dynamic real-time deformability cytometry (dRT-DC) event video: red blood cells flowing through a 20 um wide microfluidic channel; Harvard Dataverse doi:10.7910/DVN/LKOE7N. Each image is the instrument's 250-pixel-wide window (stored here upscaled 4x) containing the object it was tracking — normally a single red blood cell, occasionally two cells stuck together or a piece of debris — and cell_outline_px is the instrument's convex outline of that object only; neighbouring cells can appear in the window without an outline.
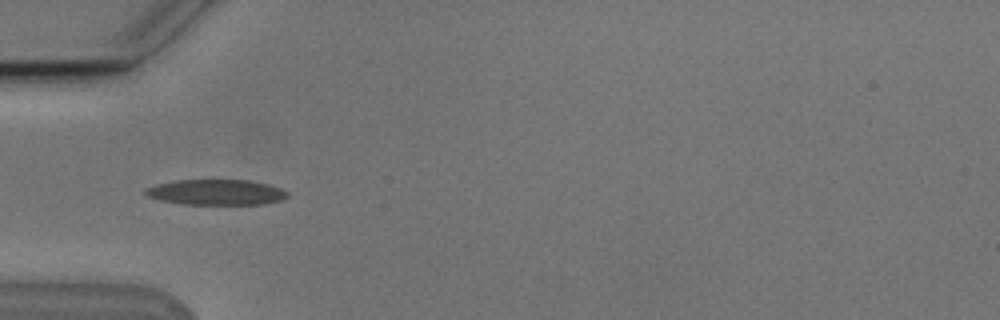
{"species": "Egyptian fruit bat (a non-hibernating species)", "species_latin": "Rousettus aegyptiacus", "temperature_condition": "cold", "stored_images_in_passage": 2, "camera_frame_rate_fps": 3000, "um_per_image_px": 0.085, "animal": {"sex": "male"}, "frame": {"image": 1, "passage_image": 1, "time_ms": 0.0, "image_size_px": [1000, 320], "cell_outline_px": [[288, 196], [280, 200], [264, 204], [180, 204], [160, 200], [148, 196], [144, 192], [144, 188], [156, 184], [176, 180], [252, 180], [268, 184], [280, 188], [288, 192]], "centroid_in_image_um": [18.36, 16.33], "position_along_channel_um": 66.6, "area_um2": 21.15}}